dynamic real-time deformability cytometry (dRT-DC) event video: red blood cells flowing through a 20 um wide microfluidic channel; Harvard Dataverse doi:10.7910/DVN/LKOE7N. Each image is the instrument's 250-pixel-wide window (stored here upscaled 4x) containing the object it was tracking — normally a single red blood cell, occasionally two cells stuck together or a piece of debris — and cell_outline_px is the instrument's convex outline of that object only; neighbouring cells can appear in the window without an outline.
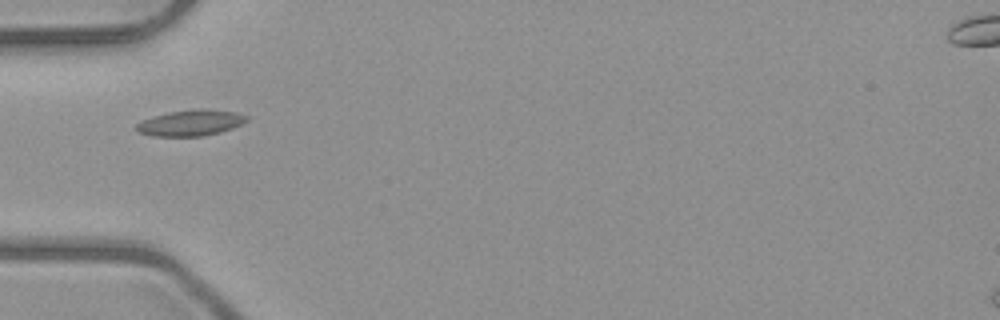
{"species": "common noctule bat (a hibernating species)", "species_latin": "Nyctalus noctula", "temperature_condition": "room temperature", "stored_images_in_passage": 1, "camera_frame_rate_fps": 3000, "um_per_image_px": 0.085, "animal": {"sex": "male", "body_mass_g": 23.1, "forearm_length_mm": 52.7}, "frame": {"image": 1, "passage_image": 1, "time_ms": 0.0, "image_size_px": [1000, 320], "cell_outline_px": [[248, 120], [232, 128], [220, 132], [204, 136], [152, 136], [136, 132], [136, 124], [140, 120], [152, 116], [168, 112], [192, 108], [204, 108], [236, 112], [248, 116]], "centroid_in_image_um": [16.17, 10.43], "position_along_channel_um": 68.8, "area_um2": 16.99}}